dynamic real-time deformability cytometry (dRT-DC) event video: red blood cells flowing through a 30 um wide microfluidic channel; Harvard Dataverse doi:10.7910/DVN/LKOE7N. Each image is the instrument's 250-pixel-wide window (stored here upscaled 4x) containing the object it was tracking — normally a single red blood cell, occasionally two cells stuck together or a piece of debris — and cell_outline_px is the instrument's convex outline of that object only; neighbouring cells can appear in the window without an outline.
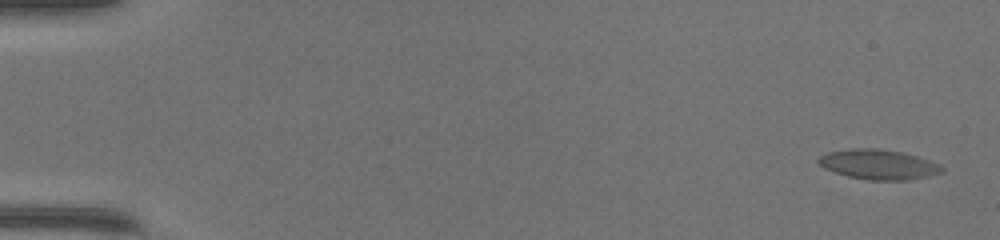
{"species": "common noctule bat (a hibernating species)", "species_latin": "Nyctalus noctula", "temperature_condition": "warm", "stored_images_in_passage": 50, "camera_frame_rate_fps": 3000, "um_per_image_px": 0.085, "animal": {"sex": "female", "body_mass_g": 17.0, "forearm_length_mm": 48.0}, "frame": {"image": 1, "passage_image": 2, "time_ms": 0.333, "image_size_px": [1000, 240], "cell_outline_px": [[944, 172], [928, 176], [908, 180], [868, 180], [848, 176], [824, 168], [816, 160], [820, 156], [828, 152], [852, 148], [876, 148], [900, 152], [916, 156], [940, 164], [944, 168]], "centroid_in_image_um": [74.68, 13.98], "position_along_channel_um": 10.3, "area_um2": 21.39}}
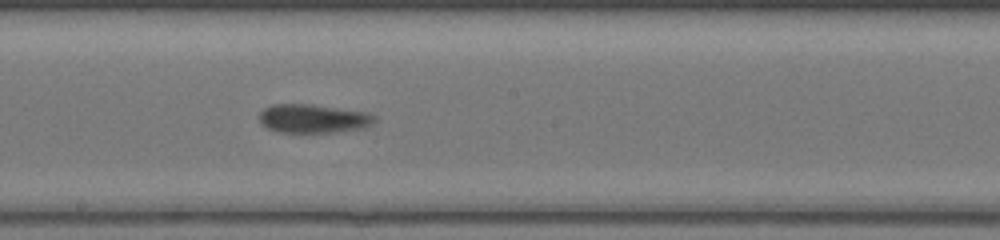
{"frame": {"image": 2, "passage_image": 29, "time_ms": 9.333, "image_size_px": [1000, 240], "cell_outline_px": [[376, 120], [372, 124], [364, 128], [336, 132], [276, 132], [260, 124], [260, 112], [264, 108], [272, 104], [312, 104], [364, 112], [376, 116]], "centroid_in_image_um": [26.6, 10.08], "position_along_channel_um": 221.6, "area_um2": 19.31}}
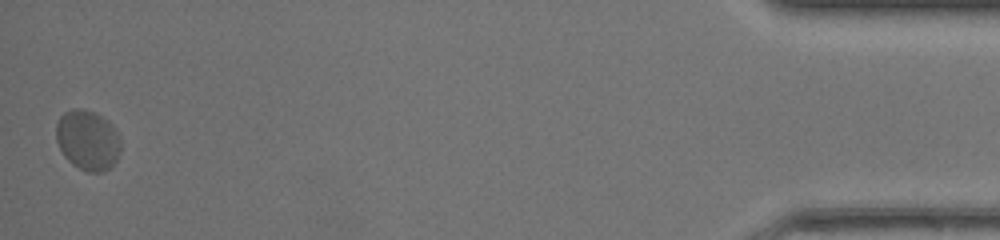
{"frame": {"image": 3, "passage_image": 50, "time_ms": 16.333, "image_size_px": [1000, 240], "cell_outline_px": [[120, 152], [116, 160], [104, 172], [88, 172], [72, 164], [64, 156], [56, 140], [56, 124], [60, 116], [64, 112], [72, 108], [80, 108], [92, 112], [108, 120], [116, 128], [120, 136]], "centroid_in_image_um": [7.46, 11.9], "position_along_channel_um": 427.7, "area_um2": 22.72}, "authors_computed_cell_mechanics": {"area_um2": 19.7676, "velocity_mm_per_s": 4.2036, "shape_relaxation_time_tau1_ms": 4.6473, "shape_relaxation_time_tau2_ms": 1.1075, "deformation_change_tau1": 0.1345, "deformation_change_tau2": 0.0546}}